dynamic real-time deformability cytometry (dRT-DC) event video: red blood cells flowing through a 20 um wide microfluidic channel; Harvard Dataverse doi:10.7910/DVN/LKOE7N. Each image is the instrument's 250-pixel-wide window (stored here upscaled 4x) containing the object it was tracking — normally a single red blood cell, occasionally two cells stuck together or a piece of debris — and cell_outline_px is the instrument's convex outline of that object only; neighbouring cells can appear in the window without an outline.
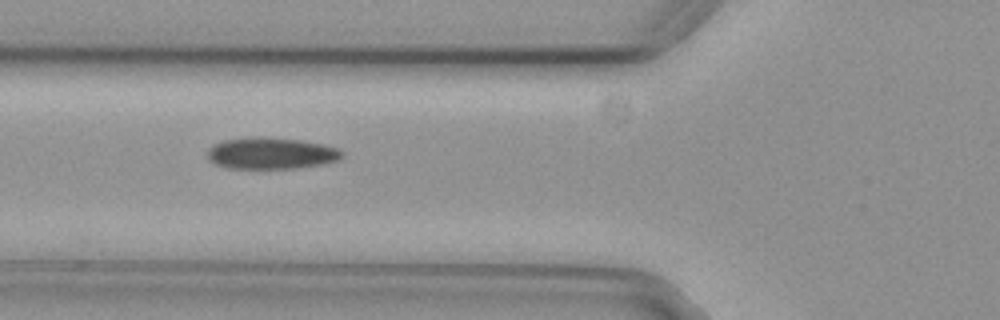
{"species": "common noctule bat (a hibernating species)", "species_latin": "Nyctalus noctula", "temperature_condition": "cold", "stored_images_in_passage": 39, "segment_of_instrument_passage": [1, 2], "camera_frame_rate_fps": 3000, "um_per_image_px": 0.085, "animal": {"sex": "female", "body_mass_g": 29.2, "forearm_length_mm": 56.3}, "frame": {"image": 1, "passage_image": 3, "time_ms": 0.667, "image_size_px": [1000, 320], "cell_outline_px": [[344, 156], [340, 160], [324, 164], [296, 168], [228, 168], [216, 164], [208, 160], [208, 148], [224, 140], [256, 136], [300, 140], [324, 144], [340, 148], [344, 152]], "centroid_in_image_um": [23.11, 13.03], "position_along_channel_um": 102.7, "area_um2": 24.91}}
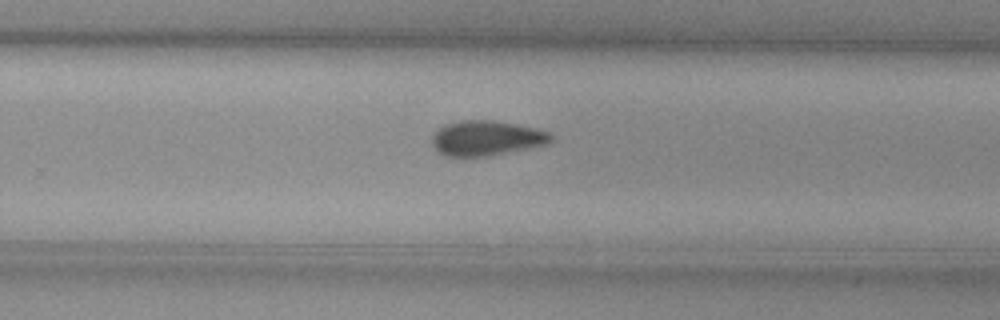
{"frame": {"image": 2, "passage_image": 18, "time_ms": 5.667, "image_size_px": [1000, 320], "cell_outline_px": [[552, 140], [548, 144], [488, 156], [464, 160], [444, 156], [436, 152], [432, 144], [432, 136], [444, 124], [460, 120], [492, 120], [516, 124], [536, 128], [552, 132]], "centroid_in_image_um": [41.3, 11.78], "position_along_channel_um": 288.5, "area_um2": 25.03}}
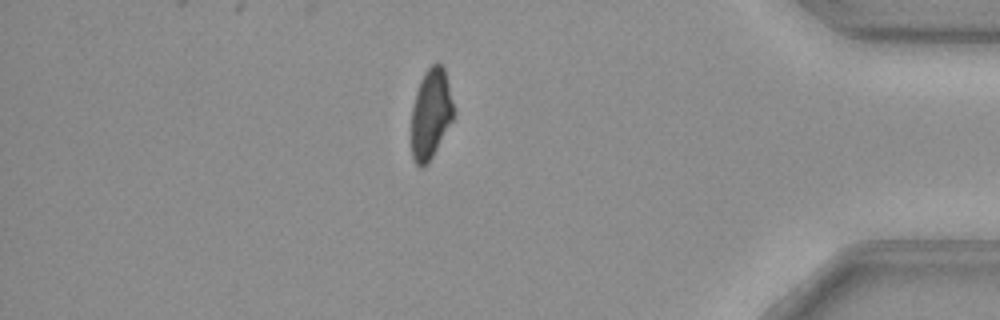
{"frame": {"image": 3, "passage_image": 30, "time_ms": 9.667, "image_size_px": [1000, 320], "cell_outline_px": [[452, 120], [428, 164], [420, 168], [416, 164], [412, 156], [412, 108], [416, 92], [420, 80], [424, 72], [436, 60], [444, 68], [448, 84], [452, 104]], "centroid_in_image_um": [36.59, 9.67], "position_along_channel_um": 398.6, "area_um2": 21.73}}